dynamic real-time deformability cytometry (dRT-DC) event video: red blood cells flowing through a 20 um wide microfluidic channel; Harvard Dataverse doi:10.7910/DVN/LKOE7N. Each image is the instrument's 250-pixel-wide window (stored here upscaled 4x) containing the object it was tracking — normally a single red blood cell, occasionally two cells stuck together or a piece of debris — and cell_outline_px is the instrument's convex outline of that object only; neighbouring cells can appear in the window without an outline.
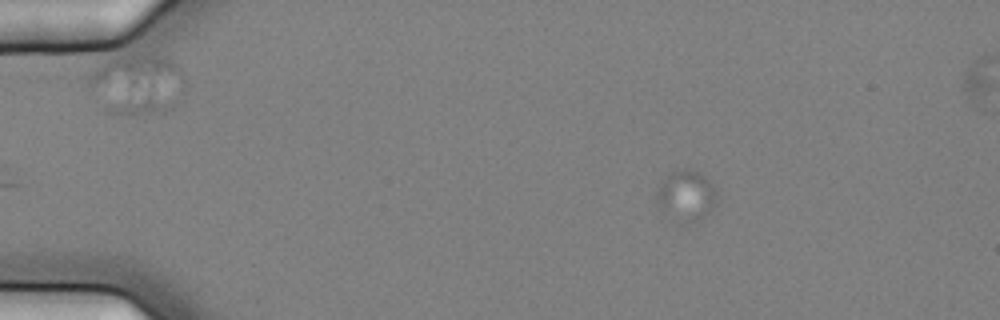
{"species": "common noctule bat (a hibernating species)", "species_latin": "Nyctalus noctula", "temperature_condition": "cold", "stored_images_in_passage": 2, "camera_frame_rate_fps": 3000, "um_per_image_px": 0.085, "animal": {"sex": "female", "body_mass_g": 25.1}, "frame": {"image": 1, "passage_image": 2, "time_ms": 0.333, "image_size_px": [1000, 320], "cell_outline_px": [[716, 204], [708, 212], [692, 220], [688, 220], [660, 204], [656, 200], [656, 192], [664, 180], [672, 172], [684, 168], [688, 168], [700, 172], [712, 184], [716, 192]], "centroid_in_image_um": [58.4, 16.47], "position_along_channel_um": 26.6, "area_um2": 15.95}}